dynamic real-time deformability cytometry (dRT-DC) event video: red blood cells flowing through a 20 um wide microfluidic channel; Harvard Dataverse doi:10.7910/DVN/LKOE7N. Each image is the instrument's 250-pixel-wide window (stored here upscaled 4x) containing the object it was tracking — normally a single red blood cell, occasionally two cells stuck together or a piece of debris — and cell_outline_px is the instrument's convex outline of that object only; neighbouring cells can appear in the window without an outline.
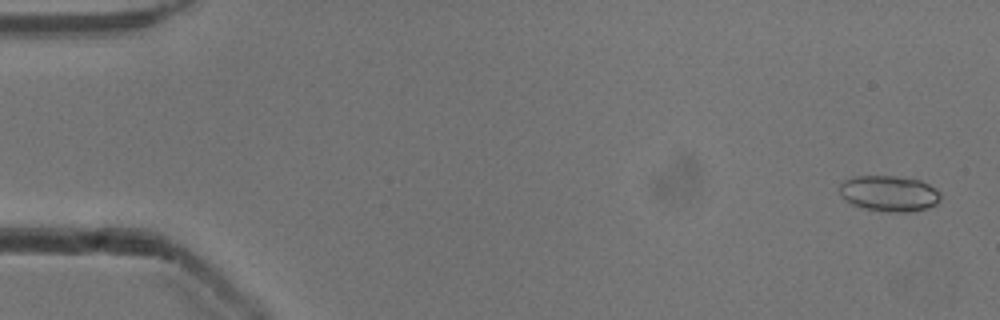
{"species": "common noctule bat (a hibernating species)", "species_latin": "Nyctalus noctula", "temperature_condition": "cold", "stored_images_in_passage": 5, "camera_frame_rate_fps": 3000, "um_per_image_px": 0.085, "animal": {"sex": "male", "body_mass_g": 13.3}, "frame": {"image": 1, "passage_image": 1, "time_ms": 0.0, "image_size_px": [1000, 320], "cell_outline_px": [[940, 200], [936, 204], [928, 208], [912, 212], [888, 212], [864, 208], [852, 204], [840, 196], [840, 184], [844, 180], [852, 176], [896, 176], [920, 180], [936, 188], [940, 192]], "centroid_in_image_um": [75.58, 16.45], "position_along_channel_um": 9.4, "area_um2": 21.27}}
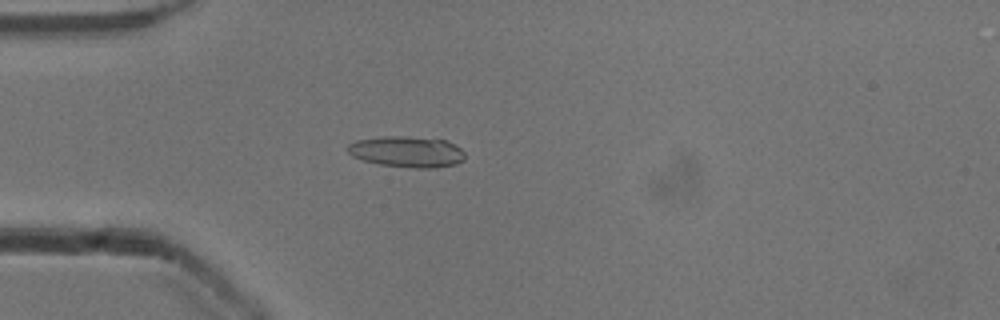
{"frame": {"image": 2, "passage_image": 5, "time_ms": 1.333, "image_size_px": [1000, 320], "cell_outline_px": [[464, 160], [456, 164], [436, 168], [412, 168], [380, 164], [364, 160], [352, 156], [348, 152], [348, 144], [356, 140], [380, 136], [408, 136], [444, 140], [460, 148], [464, 152]], "centroid_in_image_um": [34.58, 12.9], "position_along_channel_um": 50.4, "area_um2": 21.21}}